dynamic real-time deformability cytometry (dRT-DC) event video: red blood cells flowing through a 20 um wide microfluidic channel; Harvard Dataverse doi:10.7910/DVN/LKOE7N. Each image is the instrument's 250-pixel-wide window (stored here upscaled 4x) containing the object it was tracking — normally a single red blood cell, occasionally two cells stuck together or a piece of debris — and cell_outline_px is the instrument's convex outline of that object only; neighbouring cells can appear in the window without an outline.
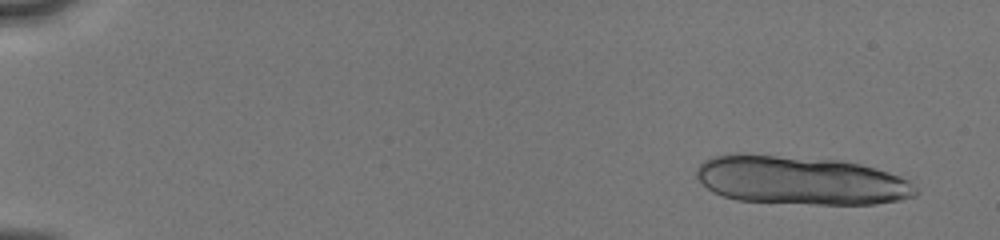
{"species": "human", "species_latin": "Homo sapiens", "temperature_condition": "cold", "stored_images_in_passage": 11, "camera_frame_rate_fps": 3000, "um_per_image_px": 0.085, "donor": {"sex": "male"}, "frame": {"image": 1, "passage_image": 1, "time_ms": 0.0, "image_size_px": [1000, 240], "cell_outline_px": [[920, 192], [916, 196], [900, 200], [876, 204], [812, 204], [736, 200], [712, 192], [696, 176], [696, 168], [704, 160], [712, 156], [736, 152], [744, 152], [840, 160], [860, 164], [876, 168], [900, 176], [908, 180], [920, 188]], "centroid_in_image_um": [68.07, 15.31], "position_along_channel_um": 16.9, "area_um2": 63.06}}